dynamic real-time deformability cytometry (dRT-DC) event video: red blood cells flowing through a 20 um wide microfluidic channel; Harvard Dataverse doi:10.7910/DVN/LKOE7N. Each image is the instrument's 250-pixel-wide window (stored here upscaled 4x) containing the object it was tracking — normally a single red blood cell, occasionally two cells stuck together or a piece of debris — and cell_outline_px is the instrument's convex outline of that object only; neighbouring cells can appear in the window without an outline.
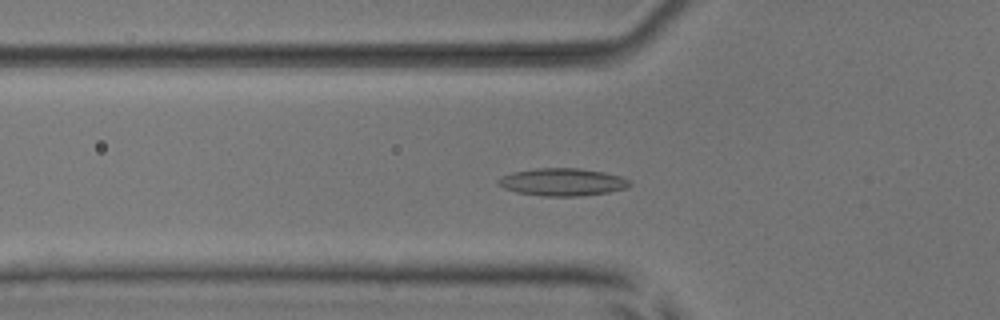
{"species": "common noctule bat (a hibernating species)", "species_latin": "Nyctalus noctula", "temperature_condition": "room temperature", "stored_images_in_passage": 54, "camera_frame_rate_fps": 3000, "um_per_image_px": 0.085, "animal": {"sex": "male", "body_mass_g": 17.9, "forearm_length_mm": 54.2}, "frame": {"image": 1, "passage_image": 19, "time_ms": 6.0, "image_size_px": [1000, 320], "cell_outline_px": [[632, 184], [624, 188], [608, 192], [580, 196], [544, 196], [516, 192], [504, 188], [496, 184], [496, 180], [512, 172], [536, 168], [580, 168], [604, 172], [620, 176], [628, 180]], "centroid_in_image_um": [47.77, 15.47], "position_along_channel_um": 78.0, "area_um2": 21.04}}
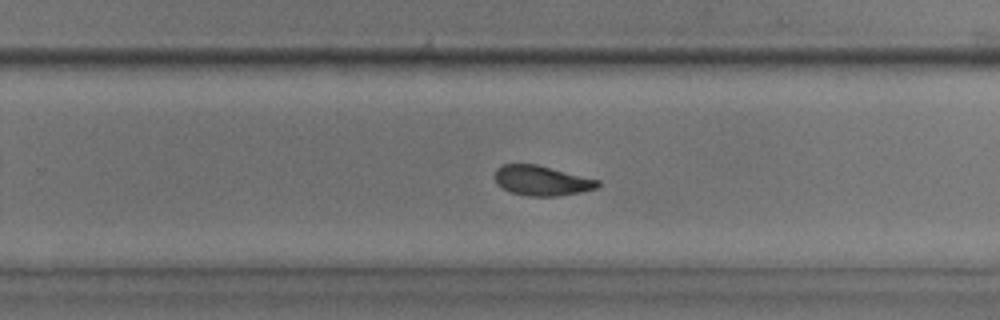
{"frame": {"image": 2, "passage_image": 35, "time_ms": 11.333, "image_size_px": [1000, 320], "cell_outline_px": [[600, 184], [596, 188], [580, 192], [556, 196], [528, 196], [512, 192], [496, 184], [496, 168], [504, 164], [536, 164], [600, 180]], "centroid_in_image_um": [46.05, 15.35], "position_along_channel_um": 283.7, "area_um2": 17.74}}
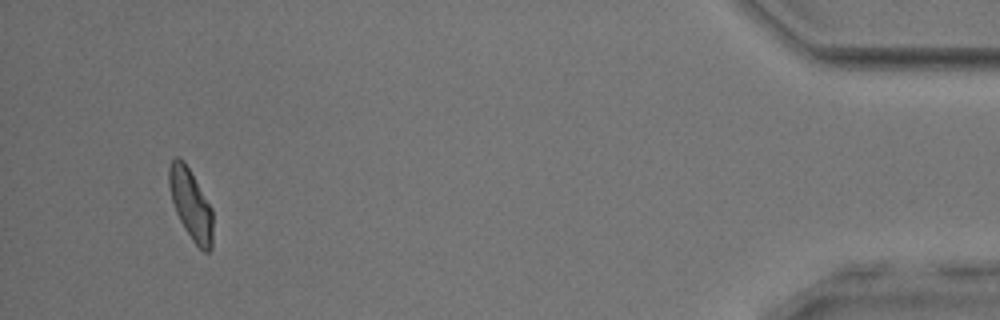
{"frame": {"image": 3, "passage_image": 51, "time_ms": 16.667, "image_size_px": [1000, 320], "cell_outline_px": [[212, 248], [208, 252], [204, 252], [192, 240], [184, 228], [176, 212], [172, 200], [168, 184], [168, 168], [172, 160], [176, 156], [180, 156], [184, 160], [212, 208]], "centroid_in_image_um": [16.21, 17.34], "position_along_channel_um": 419.0, "area_um2": 17.98}, "authors_computed_cell_mechanics": {"area_um2": 18.7272, "velocity_mm_per_s": 3.8614, "shape_relaxation_time_tau1_ms": 5.0219, "shape_relaxation_time_tau2_ms": 2.6919, "deformation_change_tau1": 0.1269, "deformation_change_tau2": 0.09}}